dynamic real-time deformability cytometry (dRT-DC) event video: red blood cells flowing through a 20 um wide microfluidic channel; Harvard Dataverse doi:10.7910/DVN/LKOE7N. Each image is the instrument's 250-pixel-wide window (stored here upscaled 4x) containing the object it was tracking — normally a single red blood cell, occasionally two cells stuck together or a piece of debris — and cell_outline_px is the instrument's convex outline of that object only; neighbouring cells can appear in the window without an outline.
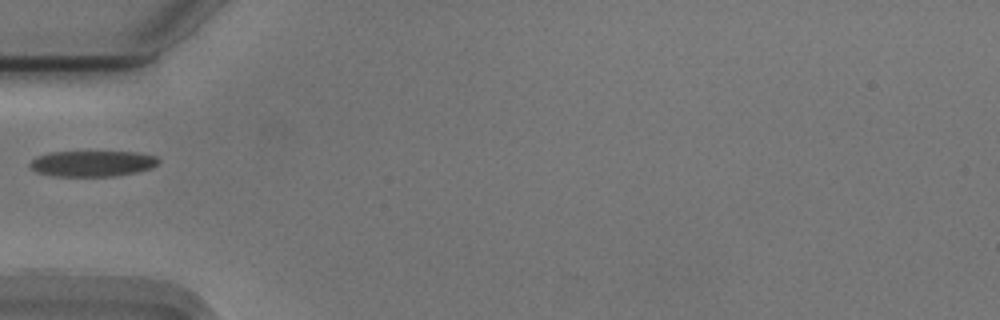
{"species": "Egyptian fruit bat (a non-hibernating species)", "species_latin": "Rousettus aegyptiacus", "temperature_condition": "cold", "stored_images_in_passage": 37, "camera_frame_rate_fps": 3000, "um_per_image_px": 0.085, "animal": {"sex": "male"}, "frame": {"image": 1, "passage_image": 1, "time_ms": 0.0, "image_size_px": [1000, 320], "cell_outline_px": [[160, 160], [152, 168], [136, 172], [112, 176], [56, 176], [36, 172], [28, 164], [36, 156], [48, 152], [136, 152], [156, 156]], "centroid_in_image_um": [7.83, 13.89], "position_along_channel_um": 77.2, "area_um2": 19.31}}
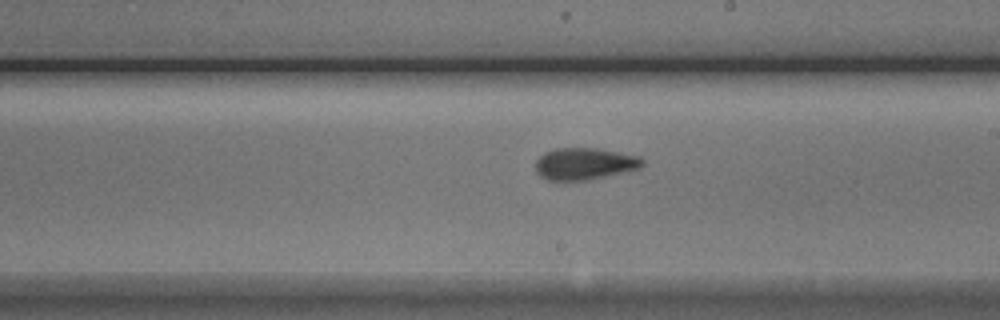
{"frame": {"image": 2, "passage_image": 14, "time_ms": 4.333, "image_size_px": [1000, 320], "cell_outline_px": [[644, 164], [640, 168], [588, 180], [548, 180], [540, 176], [536, 172], [536, 160], [544, 152], [556, 148], [600, 148], [640, 156], [644, 160]], "centroid_in_image_um": [49.69, 13.91], "position_along_channel_um": 239.3, "area_um2": 19.94}}
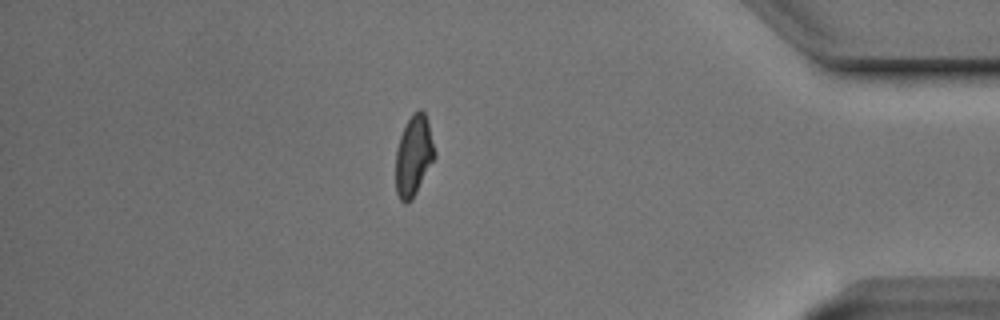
{"frame": {"image": 3, "passage_image": 30, "time_ms": 9.667, "image_size_px": [1000, 320], "cell_outline_px": [[436, 156], [412, 200], [404, 204], [400, 200], [396, 192], [396, 148], [400, 136], [412, 112], [416, 108], [420, 108], [424, 112], [428, 120], [436, 152]], "centroid_in_image_um": [35.17, 13.21], "position_along_channel_um": 400.0, "area_um2": 18.5}}